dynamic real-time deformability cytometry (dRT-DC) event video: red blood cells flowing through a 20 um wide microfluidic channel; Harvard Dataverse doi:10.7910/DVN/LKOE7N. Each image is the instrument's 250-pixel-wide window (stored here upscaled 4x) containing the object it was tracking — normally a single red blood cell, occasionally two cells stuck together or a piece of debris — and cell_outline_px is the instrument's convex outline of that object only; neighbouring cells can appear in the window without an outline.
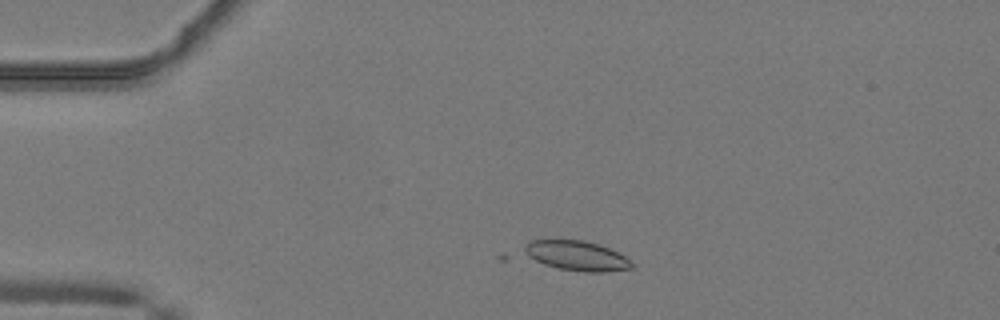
{"species": "common noctule bat (a hibernating species)", "species_latin": "Nyctalus noctula", "temperature_condition": "warm", "stored_images_in_passage": 8, "camera_frame_rate_fps": 3000, "um_per_image_px": 0.085, "animal": {"sex": "male", "body_mass_g": 19.2, "forearm_length_mm": 51.8}, "frame": {"image": 1, "passage_image": 6, "time_ms": 1.667, "image_size_px": [1000, 320], "cell_outline_px": [[636, 264], [632, 268], [604, 272], [584, 272], [500, 260], [496, 256], [500, 252], [528, 240], [584, 240], [608, 248], [624, 256]], "centroid_in_image_um": [48.19, 21.74], "position_along_channel_um": 36.8, "area_um2": 22.31}}